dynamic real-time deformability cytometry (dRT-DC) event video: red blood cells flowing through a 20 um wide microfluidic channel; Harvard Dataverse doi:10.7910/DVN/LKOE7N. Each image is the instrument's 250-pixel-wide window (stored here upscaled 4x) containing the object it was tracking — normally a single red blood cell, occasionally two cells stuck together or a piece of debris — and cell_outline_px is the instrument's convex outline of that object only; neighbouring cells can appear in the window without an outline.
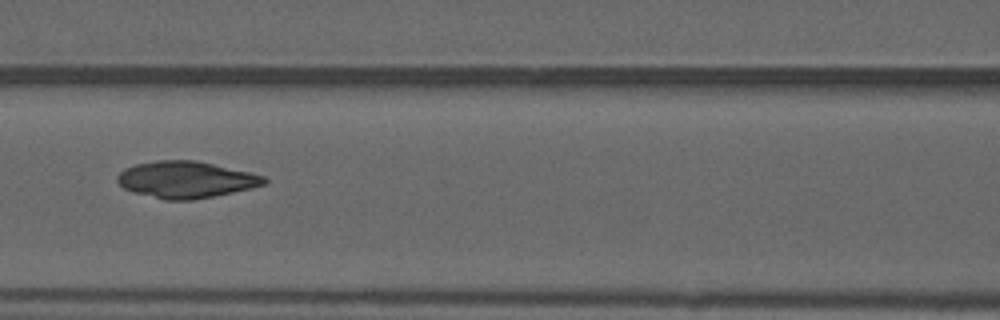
{"species": "common noctule bat (a hibernating species)", "species_latin": "Nyctalus noctula", "temperature_condition": "warm", "stored_images_in_passage": 51, "camera_frame_rate_fps": 3000, "um_per_image_px": 0.085, "animal": {"sex": "male", "forearm_length_mm": 52.5}, "frame": {"image": 1, "passage_image": 23, "time_ms": 7.333, "image_size_px": [1000, 320], "cell_outline_px": [[268, 180], [264, 184], [252, 188], [192, 200], [164, 200], [132, 192], [124, 188], [116, 180], [116, 176], [124, 168], [136, 164], [156, 160], [196, 160], [248, 172], [264, 176]], "centroid_in_image_um": [15.76, 15.27], "position_along_channel_um": 150.8, "area_um2": 31.27}}
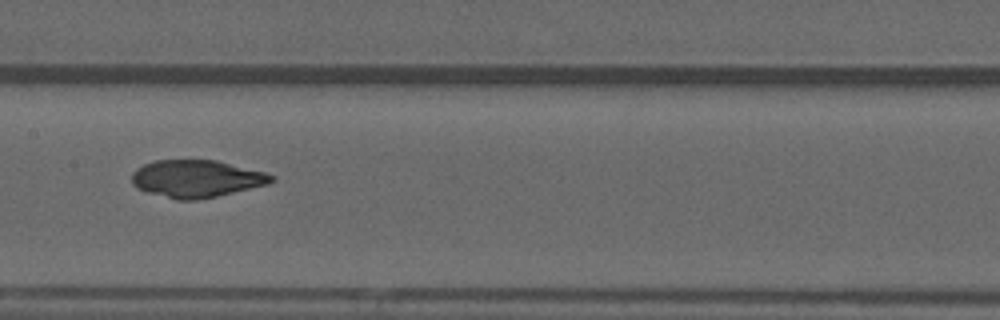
{"frame": {"image": 2, "passage_image": 26, "time_ms": 8.333, "image_size_px": [1000, 320], "cell_outline_px": [[276, 180], [268, 184], [216, 196], [196, 200], [176, 200], [148, 192], [136, 188], [132, 184], [132, 172], [136, 168], [144, 164], [156, 160], [216, 160], [268, 172], [276, 176]], "centroid_in_image_um": [16.72, 15.18], "position_along_channel_um": 190.7, "area_um2": 30.58}}